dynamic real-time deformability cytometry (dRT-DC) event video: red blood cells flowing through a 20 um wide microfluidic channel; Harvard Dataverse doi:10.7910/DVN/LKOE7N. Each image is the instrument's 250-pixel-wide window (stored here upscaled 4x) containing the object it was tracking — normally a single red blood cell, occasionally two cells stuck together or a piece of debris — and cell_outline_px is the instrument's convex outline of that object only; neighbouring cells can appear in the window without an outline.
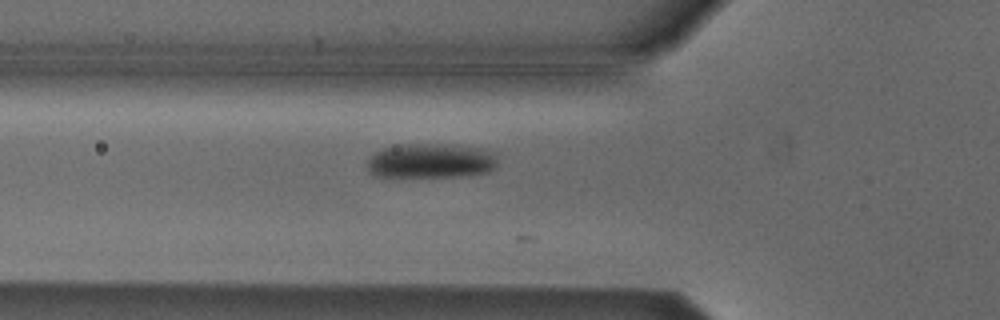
{"species": "Egyptian fruit bat (a non-hibernating species)", "species_latin": "Rousettus aegyptiacus", "temperature_condition": "cold", "stored_images_in_passage": 10, "camera_frame_rate_fps": 3000, "um_per_image_px": 0.085, "animal": {"sex": "male"}, "frame": {"image": 1, "passage_image": 5, "time_ms": 1.333, "image_size_px": [1000, 320], "cell_outline_px": [[496, 164], [488, 172], [468, 176], [372, 176], [368, 172], [364, 164], [368, 156], [384, 148], [404, 144], [444, 144], [476, 148], [496, 152]], "centroid_in_image_um": [36.55, 13.68], "position_along_channel_um": 89.2, "area_um2": 26.47}}
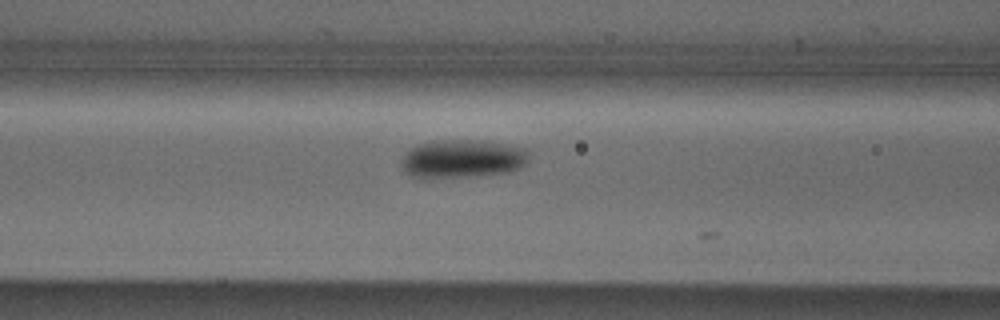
{"frame": {"image": 2, "passage_image": 8, "time_ms": 2.333, "image_size_px": [1000, 320], "cell_outline_px": [[528, 164], [520, 168], [508, 172], [468, 176], [424, 180], [420, 180], [408, 176], [400, 168], [400, 160], [412, 148], [420, 144], [432, 140], [472, 140], [528, 148]], "centroid_in_image_um": [39.23, 13.53], "position_along_channel_um": 127.4, "area_um2": 28.96}}